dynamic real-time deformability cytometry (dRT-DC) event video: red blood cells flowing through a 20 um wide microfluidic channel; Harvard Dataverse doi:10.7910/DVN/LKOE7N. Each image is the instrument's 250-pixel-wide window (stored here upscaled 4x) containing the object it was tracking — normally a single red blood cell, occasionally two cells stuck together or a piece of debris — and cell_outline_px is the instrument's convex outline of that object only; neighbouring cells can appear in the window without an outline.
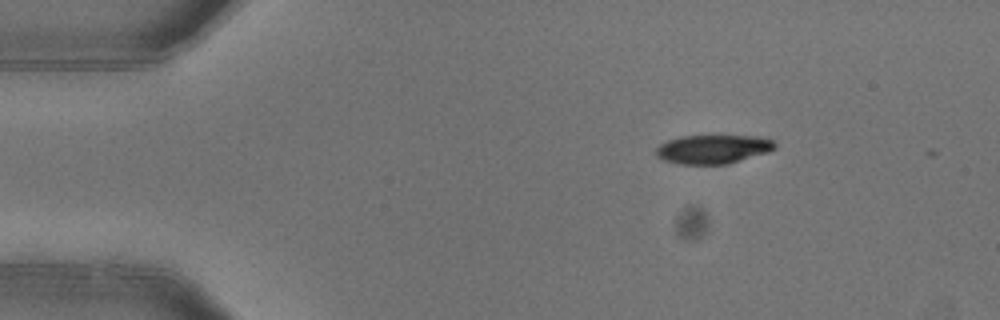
{"species": "common noctule bat (a hibernating species)", "species_latin": "Nyctalus noctula", "temperature_condition": "warm", "stored_images_in_passage": 3, "camera_frame_rate_fps": 3000, "um_per_image_px": 0.085, "animal": {"sex": "female"}, "frame": {"image": 1, "passage_image": 1, "time_ms": 0.0, "image_size_px": [1000, 320], "cell_outline_px": [[776, 148], [768, 152], [728, 164], [680, 164], [664, 160], [656, 156], [656, 148], [660, 144], [668, 140], [680, 136], [760, 136], [772, 140], [776, 144]], "centroid_in_image_um": [60.61, 12.68], "position_along_channel_um": 24.4, "area_um2": 20.0}}